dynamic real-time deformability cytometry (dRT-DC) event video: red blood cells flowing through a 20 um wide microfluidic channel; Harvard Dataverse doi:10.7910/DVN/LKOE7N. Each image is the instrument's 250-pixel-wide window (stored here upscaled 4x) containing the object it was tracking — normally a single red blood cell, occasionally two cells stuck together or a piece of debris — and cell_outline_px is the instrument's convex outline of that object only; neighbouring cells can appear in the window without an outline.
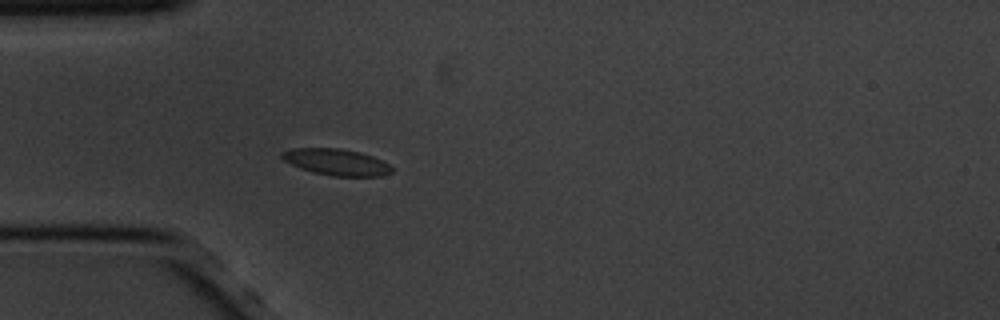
{"species": "common noctule bat (a hibernating species)", "species_latin": "Nyctalus noctula", "temperature_condition": "cold", "stored_images_in_passage": 5, "camera_frame_rate_fps": 3000, "um_per_image_px": 0.085, "animal": {"sex": "male", "body_mass_g": 20.1, "forearm_length_mm": 53.5}, "frame": {"image": 1, "passage_image": 1, "time_ms": 0.0, "image_size_px": [1000, 320], "cell_outline_px": [[392, 172], [380, 176], [332, 176], [312, 172], [300, 168], [284, 160], [280, 156], [280, 152], [292, 148], [340, 148], [360, 152], [372, 156], [388, 164], [392, 168]], "centroid_in_image_um": [28.56, 13.77], "position_along_channel_um": 56.4, "area_um2": 16.88}}